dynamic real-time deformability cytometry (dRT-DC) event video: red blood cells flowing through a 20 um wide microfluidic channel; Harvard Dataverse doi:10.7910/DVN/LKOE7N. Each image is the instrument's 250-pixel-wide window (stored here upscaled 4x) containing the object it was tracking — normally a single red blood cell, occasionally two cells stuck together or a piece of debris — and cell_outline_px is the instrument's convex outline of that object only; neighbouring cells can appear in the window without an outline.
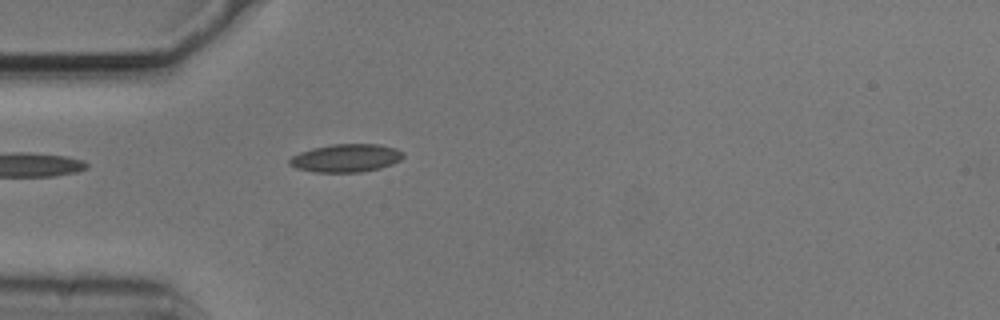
{"species": "common noctule bat (a hibernating species)", "species_latin": "Nyctalus noctula", "temperature_condition": "cold", "stored_images_in_passage": 11, "camera_frame_rate_fps": 3000, "um_per_image_px": 0.085, "animal": {"sex": "male", "body_mass_g": 20.5, "forearm_length_mm": 52.5}, "frame": {"image": 1, "passage_image": 1, "time_ms": 0.0, "image_size_px": [1000, 320], "cell_outline_px": [[404, 156], [400, 160], [392, 164], [380, 168], [360, 172], [316, 172], [296, 168], [288, 164], [288, 160], [292, 156], [300, 152], [312, 148], [332, 144], [380, 144], [396, 148], [404, 152]], "centroid_in_image_um": [29.42, 13.43], "position_along_channel_um": 55.6, "area_um2": 18.67}}
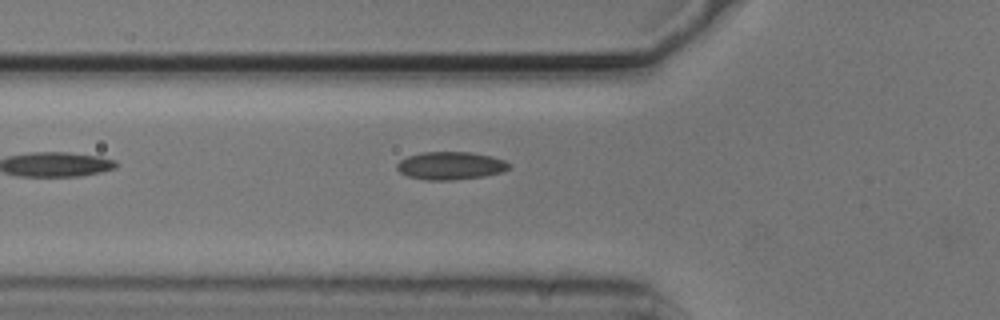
{"frame": {"image": 2, "passage_image": 4, "time_ms": 1.0, "image_size_px": [1000, 320], "cell_outline_px": [[512, 164], [508, 168], [500, 172], [484, 176], [452, 180], [428, 180], [408, 176], [400, 172], [396, 168], [396, 164], [400, 160], [408, 156], [424, 152], [468, 152], [492, 156], [504, 160]], "centroid_in_image_um": [38.29, 14.08], "position_along_channel_um": 87.5, "area_um2": 18.09}}
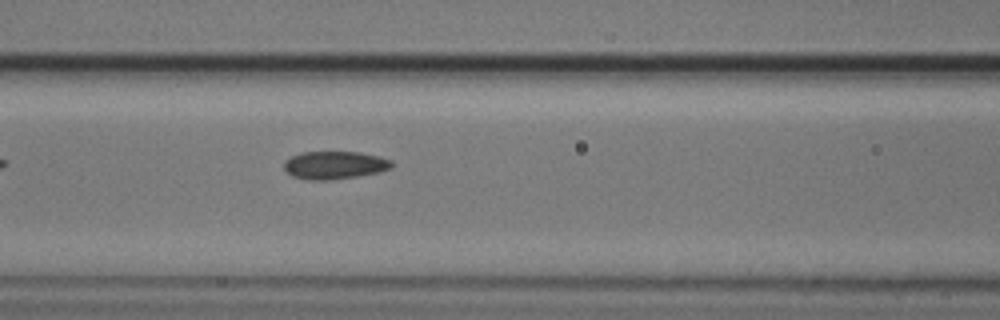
{"frame": {"image": 3, "passage_image": 8, "time_ms": 2.333, "image_size_px": [1000, 320], "cell_outline_px": [[392, 168], [380, 172], [356, 176], [328, 180], [308, 180], [292, 176], [284, 168], [284, 160], [300, 152], [360, 152], [380, 156], [392, 160]], "centroid_in_image_um": [28.45, 14.03], "position_along_channel_um": 138.2, "area_um2": 17.57}}